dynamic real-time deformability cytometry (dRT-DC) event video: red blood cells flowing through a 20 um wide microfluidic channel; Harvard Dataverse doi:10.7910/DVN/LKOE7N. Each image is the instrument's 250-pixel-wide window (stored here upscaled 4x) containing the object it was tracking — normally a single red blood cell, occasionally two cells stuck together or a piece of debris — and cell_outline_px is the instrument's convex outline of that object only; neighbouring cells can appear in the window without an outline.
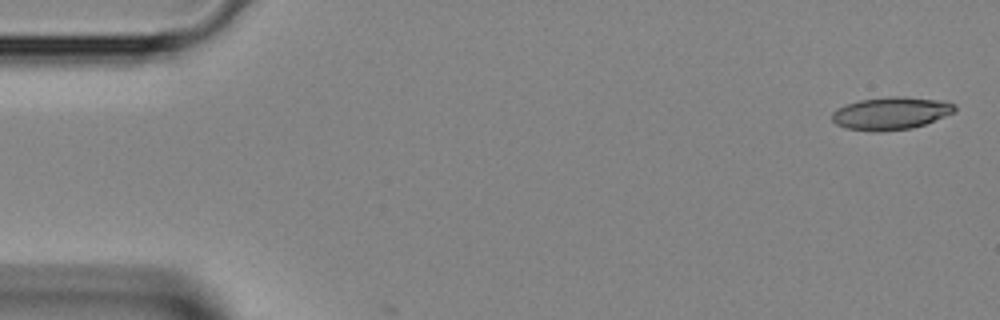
{"species": "Egyptian fruit bat (a non-hibernating species)", "species_latin": "Rousettus aegyptiacus", "temperature_condition": "room temperature", "stored_images_in_passage": 7, "camera_frame_rate_fps": 3000, "um_per_image_px": 0.085, "animal": {"sex": "female"}, "frame": {"image": 1, "passage_image": 1, "time_ms": 0.0, "image_size_px": [1000, 320], "cell_outline_px": [[956, 112], [924, 124], [912, 128], [876, 132], [872, 132], [848, 128], [836, 124], [832, 120], [832, 112], [836, 108], [860, 100], [888, 96], [900, 96], [944, 100], [956, 104]], "centroid_in_image_um": [75.75, 9.62], "position_along_channel_um": 9.2, "area_um2": 23.47}}